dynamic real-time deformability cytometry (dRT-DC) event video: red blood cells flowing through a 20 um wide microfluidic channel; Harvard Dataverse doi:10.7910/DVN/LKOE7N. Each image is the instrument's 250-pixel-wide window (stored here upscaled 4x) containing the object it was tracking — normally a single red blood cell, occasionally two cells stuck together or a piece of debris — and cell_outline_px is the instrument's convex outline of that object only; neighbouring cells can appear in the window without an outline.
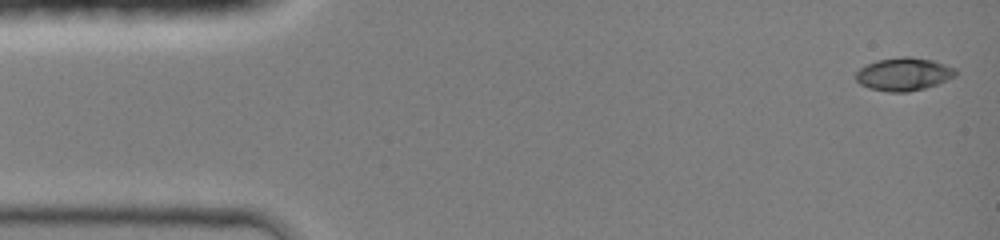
{"species": "common noctule bat (a hibernating species)", "species_latin": "Nyctalus noctula", "temperature_condition": "room temperature", "stored_images_in_passage": 44, "camera_frame_rate_fps": 3000, "um_per_image_px": 0.085, "animal": {"sex": "female", "body_mass_g": 19.0, "forearm_length_mm": 51.5}, "frame": {"image": 1, "passage_image": 1, "time_ms": 0.0, "image_size_px": [1000, 240], "cell_outline_px": [[956, 76], [936, 84], [924, 88], [908, 92], [888, 92], [868, 88], [860, 84], [856, 80], [856, 72], [860, 68], [876, 60], [900, 56], [912, 56], [932, 60], [956, 68]], "centroid_in_image_um": [76.8, 6.29], "position_along_channel_um": 8.2, "area_um2": 19.25}}
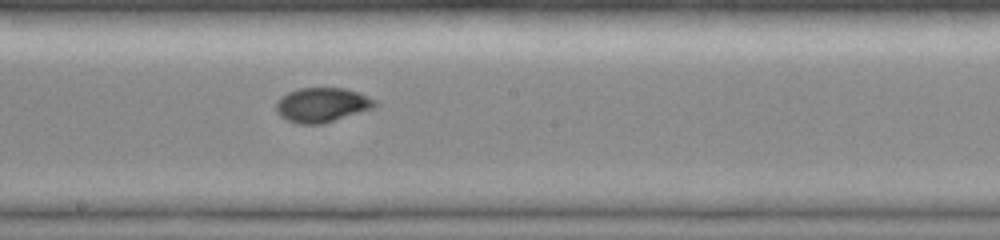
{"frame": {"image": 2, "passage_image": 24, "time_ms": 7.667, "image_size_px": [1000, 240], "cell_outline_px": [[376, 104], [372, 108], [324, 124], [296, 124], [280, 116], [276, 112], [276, 100], [280, 96], [288, 92], [300, 88], [344, 88], [356, 92], [376, 100]], "centroid_in_image_um": [27.31, 8.92], "position_along_channel_um": 220.9, "area_um2": 19.83}}
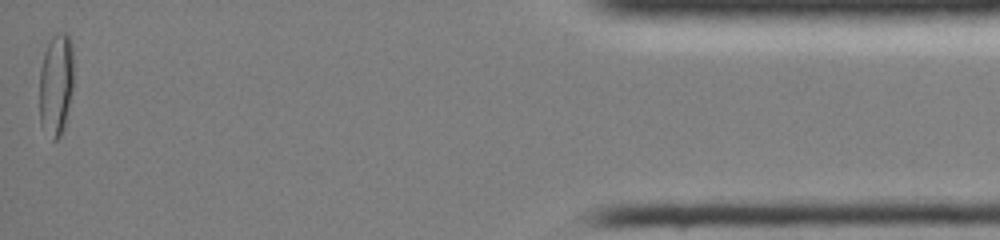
{"frame": {"image": 3, "passage_image": 44, "time_ms": 14.333, "image_size_px": [1000, 240], "cell_outline_px": [[72, 88], [64, 128], [60, 136], [56, 140], [52, 140], [40, 124], [40, 68], [44, 52], [52, 36], [56, 32], [64, 32], [72, 40]], "centroid_in_image_um": [4.75, 7.16], "position_along_channel_um": 430.4, "area_um2": 20.35}, "authors_computed_cell_mechanics": {"area_um2": 19.3052, "velocity_mm_per_s": 4.2697, "shape_relaxation_time_tau1_ms": null, "shape_relaxation_time_tau2_ms": 1.3428, "deformation_change_tau1": null, "deformation_change_tau2": 0.0403}}